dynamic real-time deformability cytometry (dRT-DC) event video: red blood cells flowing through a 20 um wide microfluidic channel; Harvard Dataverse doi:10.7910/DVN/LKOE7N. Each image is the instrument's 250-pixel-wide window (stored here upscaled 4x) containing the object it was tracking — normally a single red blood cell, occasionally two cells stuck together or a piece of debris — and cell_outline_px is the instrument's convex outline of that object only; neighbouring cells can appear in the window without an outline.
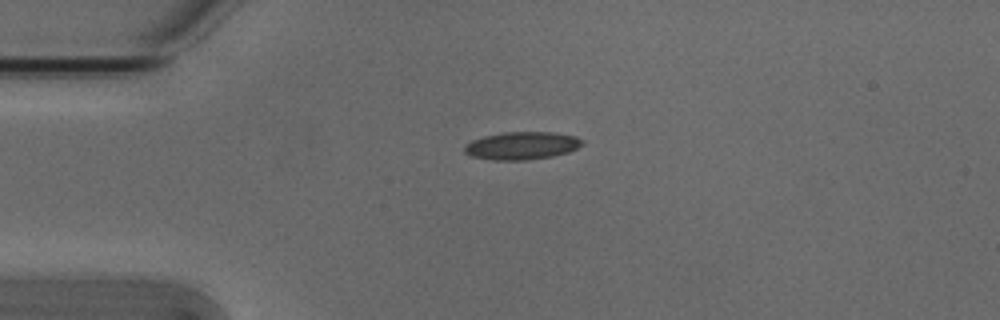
{"species": "Egyptian fruit bat (a non-hibernating species)", "species_latin": "Rousettus aegyptiacus", "temperature_condition": "cold", "stored_images_in_passage": 42, "camera_frame_rate_fps": 3000, "um_per_image_px": 0.085, "animal": {"sex": "male"}, "frame": {"image": 1, "passage_image": 1, "time_ms": 0.0, "image_size_px": [1000, 320], "cell_outline_px": [[584, 144], [568, 152], [552, 156], [528, 160], [492, 160], [472, 156], [464, 152], [464, 144], [472, 140], [484, 136], [504, 132], [552, 132], [576, 136], [584, 140]], "centroid_in_image_um": [44.36, 12.38], "position_along_channel_um": 40.6, "area_um2": 19.13}}
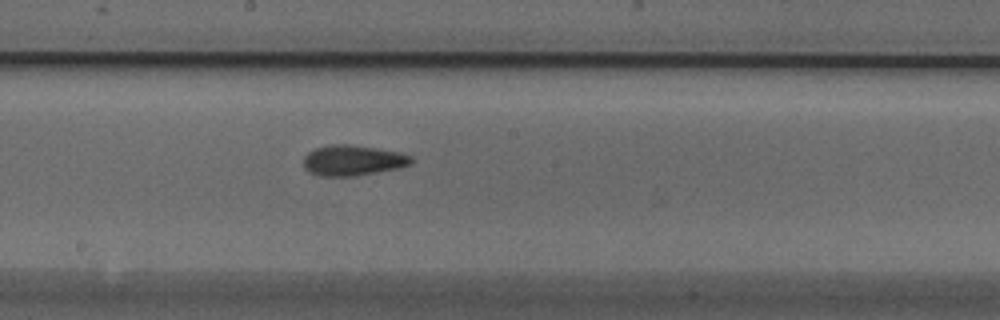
{"frame": {"image": 2, "passage_image": 17, "time_ms": 5.333, "image_size_px": [1000, 320], "cell_outline_px": [[412, 164], [400, 168], [352, 176], [320, 176], [308, 172], [304, 168], [304, 156], [308, 152], [316, 148], [328, 144], [352, 144], [400, 152], [412, 156]], "centroid_in_image_um": [29.98, 13.62], "position_along_channel_um": 218.2, "area_um2": 19.31}}
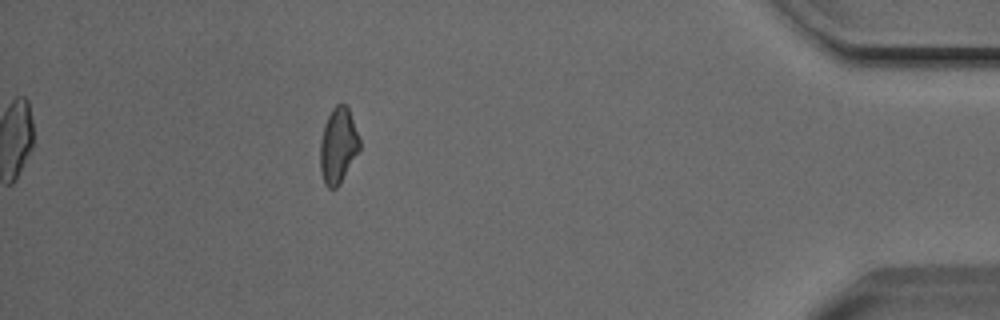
{"frame": {"image": 3, "passage_image": 36, "time_ms": 11.667, "image_size_px": [1000, 320], "cell_outline_px": [[360, 148], [340, 184], [336, 188], [328, 188], [324, 184], [320, 172], [320, 140], [324, 124], [332, 108], [336, 104], [344, 104], [348, 108], [360, 140]], "centroid_in_image_um": [28.72, 12.4], "position_along_channel_um": 406.5, "area_um2": 17.34}, "authors_computed_cell_mechanics": {"area_um2": 17.9758, "velocity_mm_per_s": 3.8209, "shape_relaxation_time_tau1_ms": 3.5934, "shape_relaxation_time_tau2_ms": 2.6712, "deformation_change_tau1": 0.113, "deformation_change_tau2": 0.1028}}